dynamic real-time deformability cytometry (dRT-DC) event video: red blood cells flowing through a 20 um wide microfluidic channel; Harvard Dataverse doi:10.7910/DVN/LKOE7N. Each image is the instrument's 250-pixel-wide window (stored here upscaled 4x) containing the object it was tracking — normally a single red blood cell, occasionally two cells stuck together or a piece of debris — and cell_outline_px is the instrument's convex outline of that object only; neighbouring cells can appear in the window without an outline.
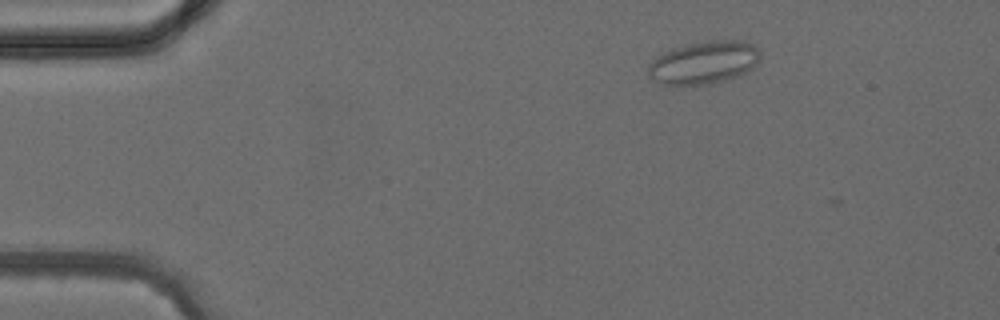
{"species": "common noctule bat (a hibernating species)", "species_latin": "Nyctalus noctula", "temperature_condition": "cold", "stored_images_in_passage": 3, "camera_frame_rate_fps": 3000, "um_per_image_px": 0.085, "animal": {"sex": "female", "body_mass_g": 24.6, "forearm_length_mm": 56.2}, "frame": {"image": 1, "passage_image": 2, "time_ms": 1.0, "image_size_px": [1000, 320], "cell_outline_px": [[760, 60], [752, 68], [736, 76], [724, 80], [708, 84], [660, 84], [652, 80], [648, 76], [648, 64], [652, 60], [664, 52], [672, 48], [688, 44], [712, 40], [744, 40], [752, 44], [760, 52]], "centroid_in_image_um": [59.81, 5.3], "position_along_channel_um": 25.2, "area_um2": 27.8}}